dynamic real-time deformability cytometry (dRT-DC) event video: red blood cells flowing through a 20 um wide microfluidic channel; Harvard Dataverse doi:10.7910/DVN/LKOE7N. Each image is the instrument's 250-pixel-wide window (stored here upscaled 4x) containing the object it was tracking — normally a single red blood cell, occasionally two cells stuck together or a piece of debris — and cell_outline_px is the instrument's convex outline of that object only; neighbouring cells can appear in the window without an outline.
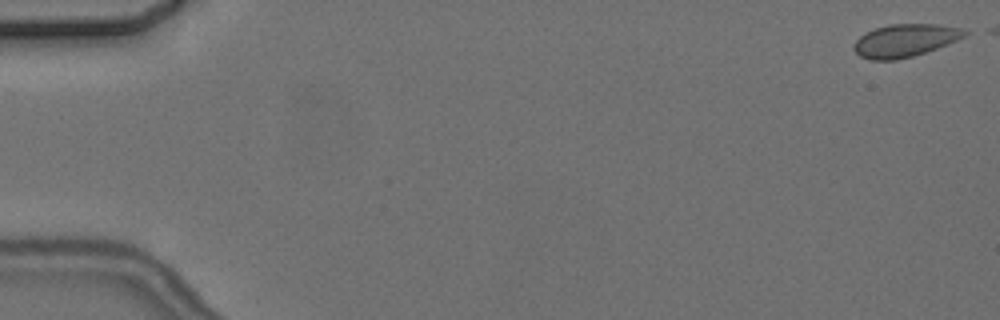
{"species": "common noctule bat (a hibernating species)", "species_latin": "Nyctalus noctula", "temperature_condition": "cold", "stored_images_in_passage": 6, "camera_frame_rate_fps": 3000, "um_per_image_px": 0.085, "animal": {"sex": "female", "body_mass_g": 24.6, "forearm_length_mm": 56.2}, "frame": {"image": 1, "passage_image": 1, "time_ms": 0.0, "image_size_px": [1000, 320], "cell_outline_px": [[972, 32], [956, 40], [936, 48], [912, 56], [896, 60], [868, 60], [860, 56], [852, 48], [856, 40], [864, 32], [888, 24], [940, 24], [964, 28]], "centroid_in_image_um": [76.92, 3.43], "position_along_channel_um": 8.1, "area_um2": 21.27}}